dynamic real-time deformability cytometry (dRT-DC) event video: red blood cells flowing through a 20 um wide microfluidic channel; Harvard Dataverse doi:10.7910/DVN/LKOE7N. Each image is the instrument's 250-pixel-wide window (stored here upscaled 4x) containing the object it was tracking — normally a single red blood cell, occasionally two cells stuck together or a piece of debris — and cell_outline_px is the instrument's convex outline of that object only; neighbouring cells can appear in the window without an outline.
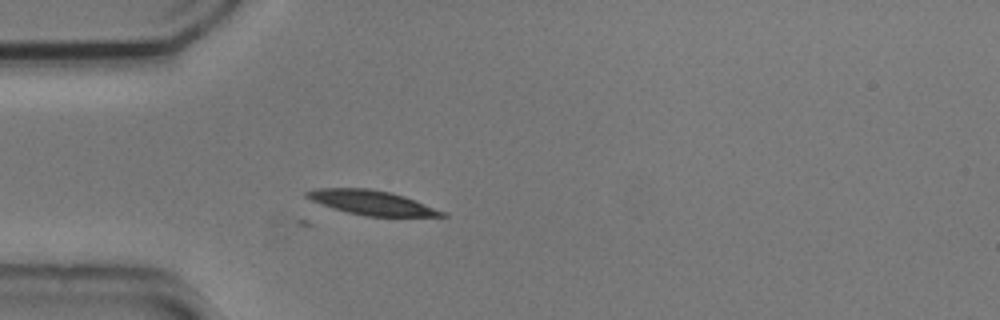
{"species": "common noctule bat (a hibernating species)", "species_latin": "Nyctalus noctula", "temperature_condition": "cold", "stored_images_in_passage": 3, "camera_frame_rate_fps": 3000, "um_per_image_px": 0.085, "animal": {"sex": "male", "body_mass_g": 20.5, "forearm_length_mm": 52.5}, "frame": {"image": 1, "passage_image": 3, "time_ms": 0.667, "image_size_px": [1000, 320], "cell_outline_px": [[448, 216], [364, 216], [332, 208], [312, 200], [304, 196], [304, 192], [316, 188], [368, 188], [392, 192], [404, 196], [444, 212]], "centroid_in_image_um": [31.53, 17.21], "position_along_channel_um": 53.5, "area_um2": 19.02}}